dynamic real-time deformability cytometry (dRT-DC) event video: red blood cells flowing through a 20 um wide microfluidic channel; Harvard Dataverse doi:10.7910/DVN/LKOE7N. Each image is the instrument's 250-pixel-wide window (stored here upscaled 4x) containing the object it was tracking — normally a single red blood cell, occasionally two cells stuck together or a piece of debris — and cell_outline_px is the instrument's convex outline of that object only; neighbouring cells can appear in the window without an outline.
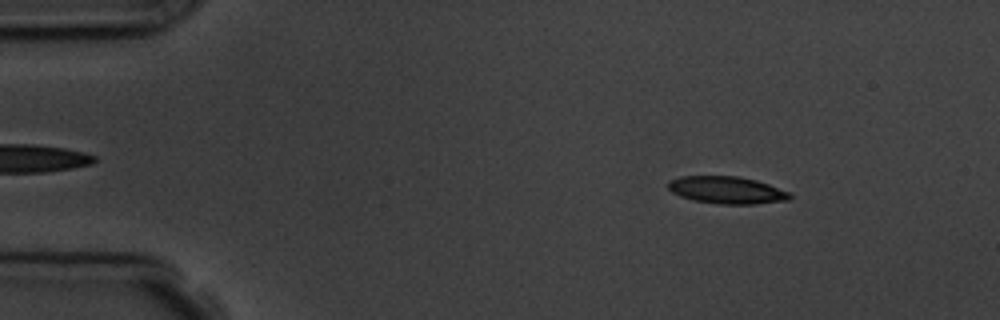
{"species": "common noctule bat (a hibernating species)", "species_latin": "Nyctalus noctula", "temperature_condition": "room temperature", "stored_images_in_passage": 5, "segment_of_instrument_passage": [1, 2], "camera_frame_rate_fps": 3000, "um_per_image_px": 0.085, "animal": {"sex": "male", "body_mass_g": 19.5, "forearm_length_mm": 54.6}, "frame": {"image": 1, "passage_image": 2, "time_ms": 1.0, "image_size_px": [1000, 320], "cell_outline_px": [[792, 196], [788, 200], [756, 204], [720, 204], [692, 200], [680, 196], [672, 192], [668, 188], [668, 180], [680, 176], [740, 176], [756, 180], [792, 192]], "centroid_in_image_um": [61.79, 16.15], "position_along_channel_um": 23.2, "area_um2": 19.54}}